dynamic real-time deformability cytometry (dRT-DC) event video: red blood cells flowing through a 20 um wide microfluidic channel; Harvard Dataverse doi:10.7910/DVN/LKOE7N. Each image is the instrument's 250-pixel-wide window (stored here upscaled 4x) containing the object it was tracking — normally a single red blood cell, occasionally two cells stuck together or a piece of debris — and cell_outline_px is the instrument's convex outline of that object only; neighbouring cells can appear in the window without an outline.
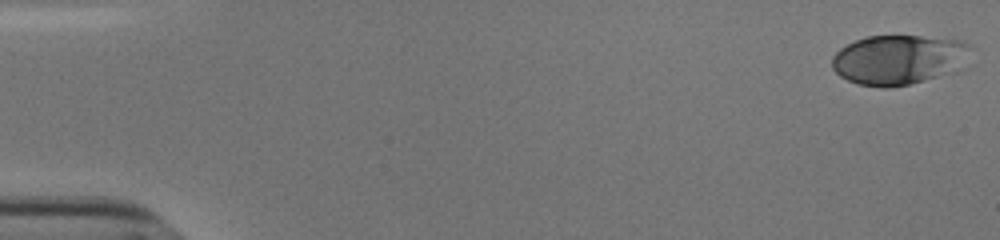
{"species": "human", "species_latin": "Homo sapiens", "temperature_condition": "cold", "stored_images_in_passage": 45, "camera_frame_rate_fps": 3000, "um_per_image_px": 0.085, "donor": {"sex": "male"}, "frame": {"image": 1, "passage_image": 1, "time_ms": 0.0, "image_size_px": [1000, 240], "cell_outline_px": [[968, 44], [956, 72], [908, 84], [888, 88], [884, 88], [860, 84], [848, 80], [840, 76], [832, 68], [832, 56], [840, 48], [856, 40], [868, 36], [920, 36], [960, 40]], "centroid_in_image_um": [76.29, 5.08], "position_along_channel_um": 8.7, "area_um2": 39.42}}
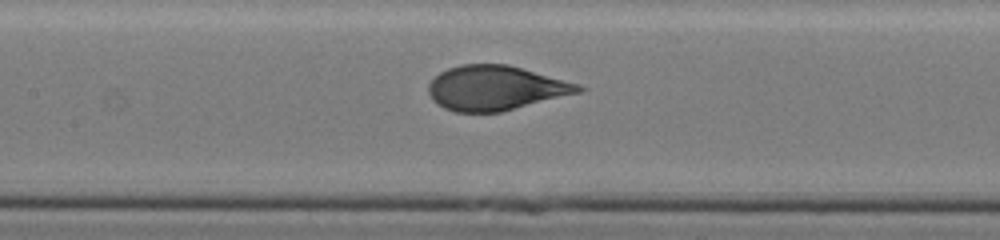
{"frame": {"image": 2, "passage_image": 26, "time_ms": 8.333, "image_size_px": [1000, 240], "cell_outline_px": [[588, 88], [580, 92], [500, 112], [456, 112], [444, 108], [436, 104], [432, 100], [428, 92], [428, 84], [440, 72], [448, 68], [460, 64], [508, 64], [580, 84]], "centroid_in_image_um": [42.11, 7.47], "position_along_channel_um": 165.3, "area_um2": 38.96}}
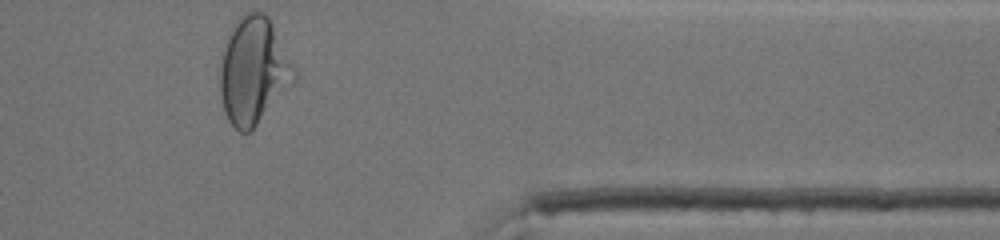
{"frame": {"image": 3, "passage_image": 45, "time_ms": 14.667, "image_size_px": [1000, 240], "cell_outline_px": [[296, 80], [256, 124], [248, 132], [240, 132], [228, 120], [224, 112], [220, 92], [220, 68], [224, 48], [236, 20], [244, 12], [264, 12], [268, 16], [296, 72]], "centroid_in_image_um": [21.53, 6.01], "position_along_channel_um": 389.9, "area_um2": 45.14}, "authors_computed_cell_mechanics": {"area_um2": 39.4196, "velocity_mm_per_s": 3.8193, "shape_relaxation_time_tau1_ms": 4.2508, "shape_relaxation_time_tau2_ms": null, "deformation_change_tau1": 0.1738, "deformation_change_tau2": null}}